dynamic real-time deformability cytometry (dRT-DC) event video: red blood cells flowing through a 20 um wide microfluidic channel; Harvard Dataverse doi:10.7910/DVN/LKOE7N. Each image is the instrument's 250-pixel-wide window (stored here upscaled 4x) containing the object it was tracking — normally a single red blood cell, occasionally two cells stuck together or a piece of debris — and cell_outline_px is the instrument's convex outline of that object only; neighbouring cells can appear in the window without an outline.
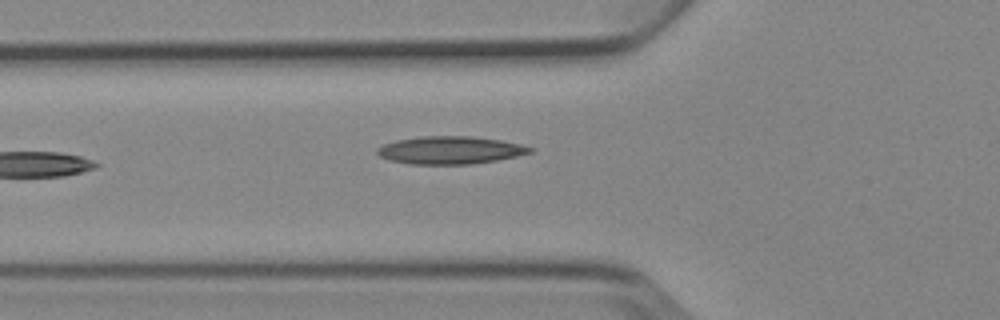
{"species": "Egyptian fruit bat (a non-hibernating species)", "species_latin": "Rousettus aegyptiacus", "temperature_condition": "cold", "stored_images_in_passage": 5, "camera_frame_rate_fps": 3000, "um_per_image_px": 0.085, "animal": {"sex": "female"}, "frame": {"image": 1, "passage_image": 5, "time_ms": 4.667, "image_size_px": [1000, 320], "cell_outline_px": [[532, 152], [516, 156], [496, 160], [472, 164], [408, 164], [392, 160], [380, 156], [376, 152], [376, 148], [384, 144], [396, 140], [424, 136], [472, 136], [500, 140], [520, 144], [532, 148]], "centroid_in_image_um": [38.25, 12.76], "position_along_channel_um": 87.6, "area_um2": 24.51}}